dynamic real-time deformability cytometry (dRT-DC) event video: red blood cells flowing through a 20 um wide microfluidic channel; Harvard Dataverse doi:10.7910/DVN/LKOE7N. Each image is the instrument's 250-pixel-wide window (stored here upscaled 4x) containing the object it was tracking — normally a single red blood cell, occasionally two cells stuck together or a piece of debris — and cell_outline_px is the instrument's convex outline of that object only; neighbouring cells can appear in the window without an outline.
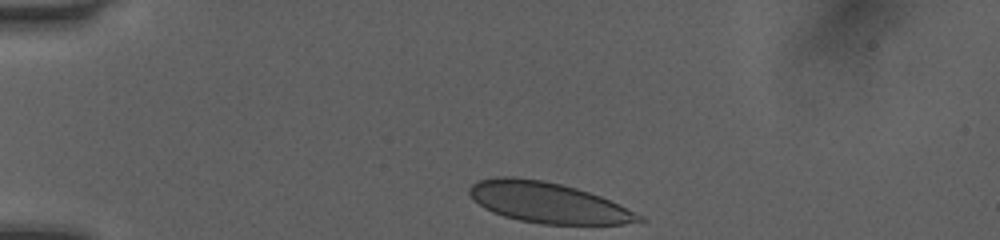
{"species": "human", "species_latin": "Homo sapiens", "temperature_condition": "room temperature", "stored_images_in_passage": 34, "camera_frame_rate_fps": 3000, "um_per_image_px": 0.085, "donor": {"sex": "female"}, "frame": {"image": 1, "passage_image": 1, "time_ms": 0.0, "image_size_px": [1000, 240], "cell_outline_px": [[648, 220], [624, 224], [540, 224], [520, 220], [504, 216], [492, 212], [484, 208], [468, 192], [468, 188], [472, 184], [480, 180], [496, 176], [512, 176], [544, 180], [576, 188], [600, 196], [644, 216]], "centroid_in_image_um": [46.58, 17.22], "position_along_channel_um": 38.4, "area_um2": 39.94}}
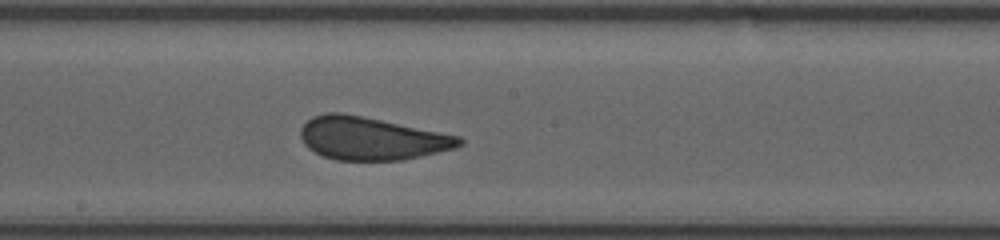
{"frame": {"image": 2, "passage_image": 18, "time_ms": 5.667, "image_size_px": [1000, 240], "cell_outline_px": [[464, 144], [456, 148], [404, 160], [336, 160], [324, 156], [308, 148], [304, 144], [300, 136], [300, 128], [312, 116], [324, 112], [340, 112], [460, 136], [464, 140]], "centroid_in_image_um": [31.57, 11.77], "position_along_channel_um": 216.6, "area_um2": 39.54}}
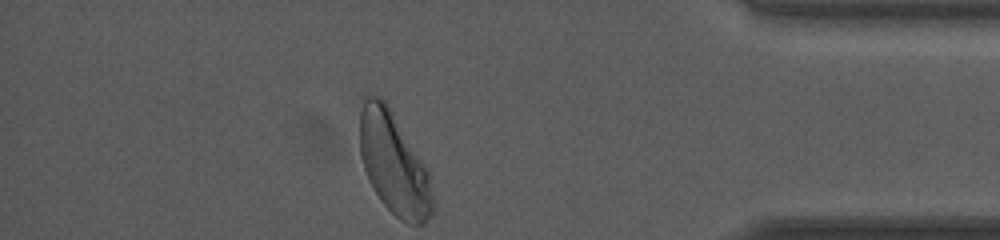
{"frame": {"image": 3, "passage_image": 34, "time_ms": 11.0, "image_size_px": [1000, 240], "cell_outline_px": [[436, 208], [432, 216], [424, 224], [408, 224], [400, 220], [380, 200], [368, 180], [360, 156], [360, 112], [364, 100], [368, 92], [384, 100], [388, 104], [428, 168], [436, 204]], "centroid_in_image_um": [33.52, 13.94], "position_along_channel_um": 401.7, "area_um2": 44.16}, "authors_computed_cell_mechanics": {"area_um2": 39.7953, "velocity_mm_per_s": 4.0426, "shape_relaxation_time_tau1_ms": 5.2087, "shape_relaxation_time_tau2_ms": null, "deformation_change_tau1": 0.1256, "deformation_change_tau2": null}}